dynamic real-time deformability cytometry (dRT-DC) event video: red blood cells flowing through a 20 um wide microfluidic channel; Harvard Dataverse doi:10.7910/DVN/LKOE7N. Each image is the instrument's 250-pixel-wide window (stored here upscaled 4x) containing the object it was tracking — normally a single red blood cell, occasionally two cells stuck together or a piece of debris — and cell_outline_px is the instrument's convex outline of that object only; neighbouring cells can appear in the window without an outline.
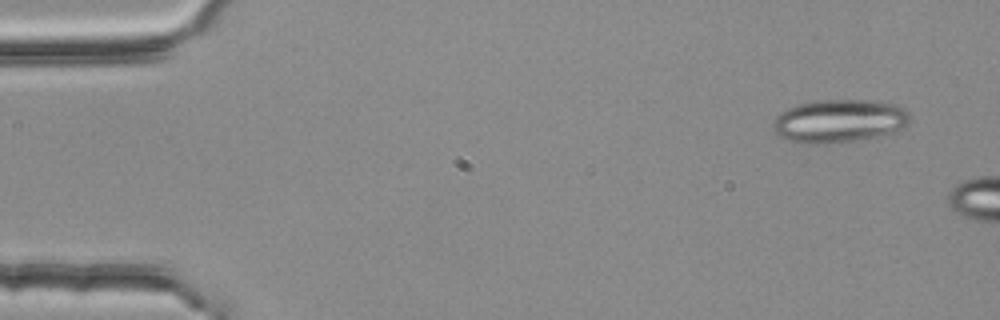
{"species": "common noctule bat (a hibernating species)", "species_latin": "Nyctalus noctula", "temperature_condition": "room temperature", "stored_images_in_passage": 2, "camera_frame_rate_fps": 3000, "um_per_image_px": 0.085, "animal": {"sex": "female", "body_mass_g": 25.1}, "frame": {"image": 1, "passage_image": 1, "time_ms": 0.0, "image_size_px": [1000, 320], "cell_outline_px": [[908, 120], [904, 128], [892, 132], [876, 136], [856, 140], [828, 144], [804, 144], [788, 140], [780, 136], [772, 128], [772, 124], [776, 116], [780, 112], [788, 108], [800, 104], [816, 100], [868, 100], [896, 104], [908, 108]], "centroid_in_image_um": [71.31, 10.28], "position_along_channel_um": 13.7, "area_um2": 34.51}}